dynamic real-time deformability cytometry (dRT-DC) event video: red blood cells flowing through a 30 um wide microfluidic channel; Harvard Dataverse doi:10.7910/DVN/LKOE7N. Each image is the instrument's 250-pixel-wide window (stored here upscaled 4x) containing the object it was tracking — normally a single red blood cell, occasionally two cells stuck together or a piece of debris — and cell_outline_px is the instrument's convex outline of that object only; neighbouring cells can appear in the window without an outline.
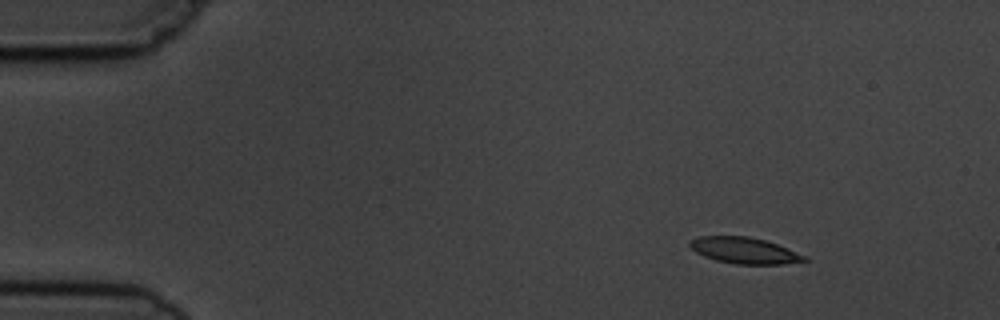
{"species": "common noctule bat (a hibernating species)", "species_latin": "Nyctalus noctula", "temperature_condition": "cold", "stored_images_in_passage": 6, "camera_frame_rate_fps": 3000, "um_per_image_px": 0.085, "animal": {"sex": "male", "body_mass_g": 19.5, "forearm_length_mm": 54.6}, "frame": {"image": 1, "passage_image": 1, "time_ms": 0.0, "image_size_px": [1000, 320], "cell_outline_px": [[808, 260], [780, 264], [736, 264], [716, 260], [704, 256], [696, 252], [688, 244], [688, 240], [700, 236], [748, 236], [764, 240], [776, 244], [808, 256]], "centroid_in_image_um": [63.25, 21.28], "position_along_channel_um": 21.7, "area_um2": 17.4}}
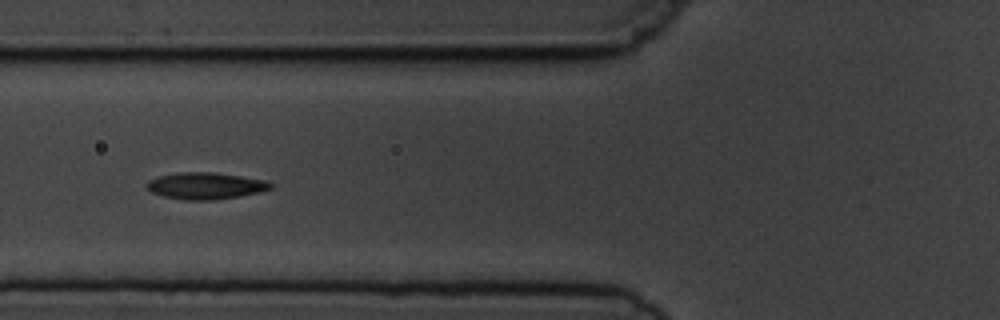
{"frame": {"image": 2, "passage_image": 5, "time_ms": 4.667, "image_size_px": [1000, 320], "cell_outline_px": [[272, 188], [260, 192], [240, 196], [212, 200], [184, 200], [164, 196], [152, 192], [144, 184], [148, 180], [156, 176], [176, 172], [212, 172], [240, 176], [264, 180], [272, 184]], "centroid_in_image_um": [17.42, 15.79], "position_along_channel_um": 108.4, "area_um2": 19.31}}
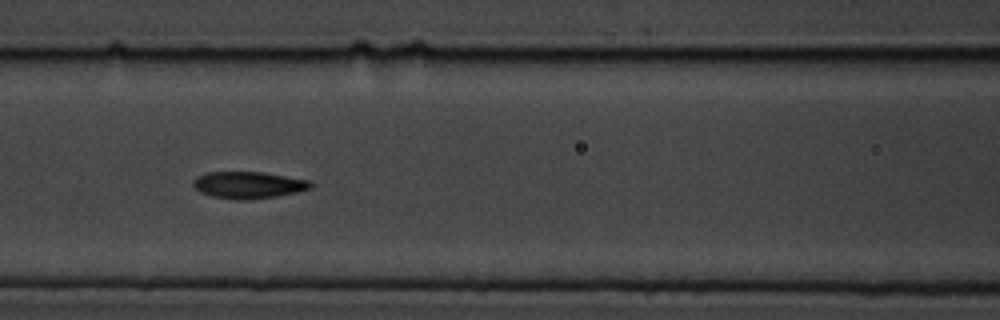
{"frame": {"image": 3, "passage_image": 6, "time_ms": 5.667, "image_size_px": [1000, 320], "cell_outline_px": [[316, 184], [312, 188], [280, 196], [248, 200], [236, 200], [212, 196], [200, 192], [192, 184], [192, 180], [196, 176], [208, 172], [264, 172], [312, 180]], "centroid_in_image_um": [21.17, 15.72], "position_along_channel_um": 145.4, "area_um2": 18.79}}